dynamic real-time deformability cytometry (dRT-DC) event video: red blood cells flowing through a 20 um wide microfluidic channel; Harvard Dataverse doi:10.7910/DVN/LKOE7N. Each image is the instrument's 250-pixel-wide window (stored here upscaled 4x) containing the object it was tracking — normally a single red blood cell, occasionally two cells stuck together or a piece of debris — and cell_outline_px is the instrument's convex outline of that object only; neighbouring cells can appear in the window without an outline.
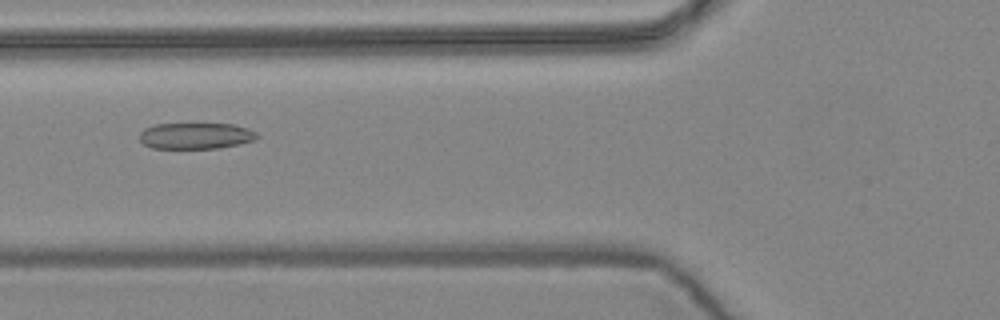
{"species": "common noctule bat (a hibernating species)", "species_latin": "Nyctalus noctula", "temperature_condition": "warm", "stored_images_in_passage": 7, "camera_frame_rate_fps": 3000, "um_per_image_px": 0.085, "animal": {"sex": "female", "body_mass_g": 24.6, "forearm_length_mm": 56.2}, "frame": {"image": 1, "passage_image": 5, "time_ms": 1.333, "image_size_px": [1000, 320], "cell_outline_px": [[260, 136], [256, 140], [240, 144], [220, 148], [152, 148], [144, 144], [140, 140], [140, 132], [144, 128], [156, 124], [232, 124], [248, 128], [256, 132]], "centroid_in_image_um": [16.67, 11.55], "position_along_channel_um": 109.1, "area_um2": 18.03}}
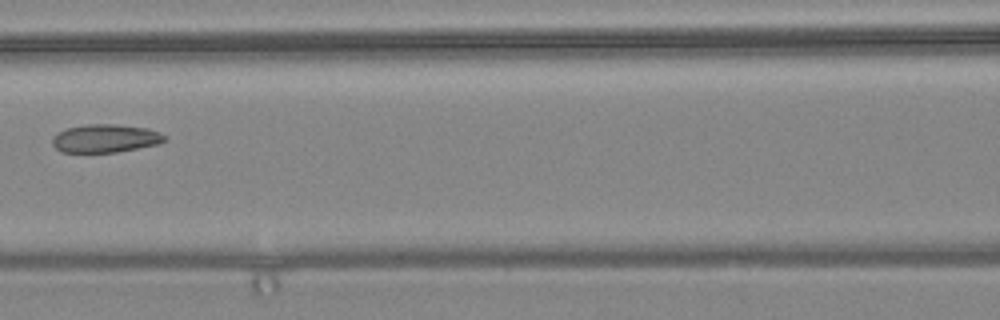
{"frame": {"image": 2, "passage_image": 6, "time_ms": 1.667, "image_size_px": [1000, 320], "cell_outline_px": [[168, 140], [160, 144], [116, 152], [60, 152], [52, 144], [52, 136], [56, 132], [68, 128], [88, 124], [112, 124], [148, 128], [160, 132]], "centroid_in_image_um": [8.95, 11.76], "position_along_channel_um": 157.6, "area_um2": 18.55}}
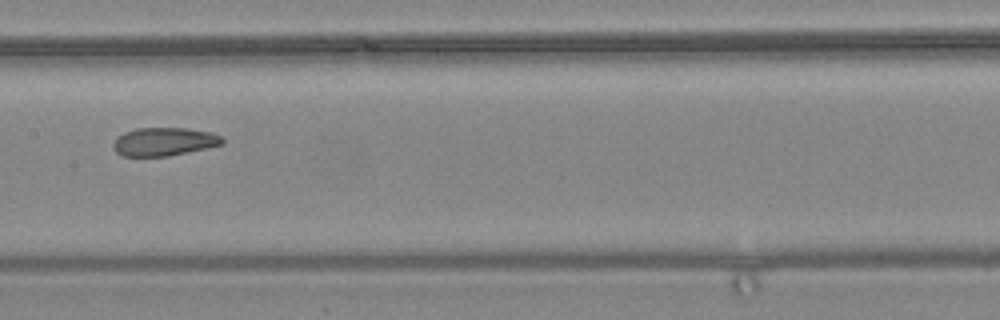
{"frame": {"image": 3, "passage_image": 7, "time_ms": 2.0, "image_size_px": [1000, 320], "cell_outline_px": [[224, 144], [208, 148], [168, 156], [120, 156], [112, 148], [112, 144], [124, 132], [136, 128], [188, 128], [212, 132], [220, 136], [224, 140]], "centroid_in_image_um": [13.96, 12.04], "position_along_channel_um": 193.4, "area_um2": 18.09}}